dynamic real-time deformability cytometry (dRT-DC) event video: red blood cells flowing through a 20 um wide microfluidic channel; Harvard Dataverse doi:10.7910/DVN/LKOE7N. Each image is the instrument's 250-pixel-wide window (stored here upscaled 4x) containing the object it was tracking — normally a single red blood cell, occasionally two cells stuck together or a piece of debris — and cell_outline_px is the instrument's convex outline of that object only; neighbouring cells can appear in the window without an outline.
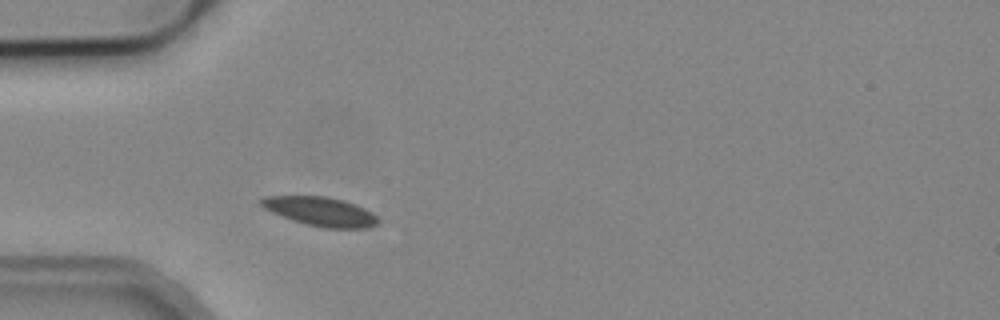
{"species": "common noctule bat (a hibernating species)", "species_latin": "Nyctalus noctula", "temperature_condition": "cold", "stored_images_in_passage": 36, "camera_frame_rate_fps": 3000, "um_per_image_px": 0.085, "animal": {"sex": "male", "body_mass_g": 19.2, "forearm_length_mm": 51.8}, "frame": {"image": 1, "passage_image": 1, "time_ms": 0.0, "image_size_px": [1000, 320], "cell_outline_px": [[380, 220], [376, 224], [368, 228], [324, 228], [292, 220], [272, 212], [264, 208], [256, 200], [264, 196], [328, 196], [344, 200], [364, 208], [372, 212]], "centroid_in_image_um": [27.22, 17.96], "position_along_channel_um": 57.8, "area_um2": 19.83}, "authors_computed_cell_mechanics": {"area_um2": 17.9758, "velocity_mm_per_s": 3.7924, "shape_relaxation_time_tau1_ms": null, "shape_relaxation_time_tau2_ms": 6.1949, "deformation_change_tau1": null, "deformation_change_tau2": 0.092}}